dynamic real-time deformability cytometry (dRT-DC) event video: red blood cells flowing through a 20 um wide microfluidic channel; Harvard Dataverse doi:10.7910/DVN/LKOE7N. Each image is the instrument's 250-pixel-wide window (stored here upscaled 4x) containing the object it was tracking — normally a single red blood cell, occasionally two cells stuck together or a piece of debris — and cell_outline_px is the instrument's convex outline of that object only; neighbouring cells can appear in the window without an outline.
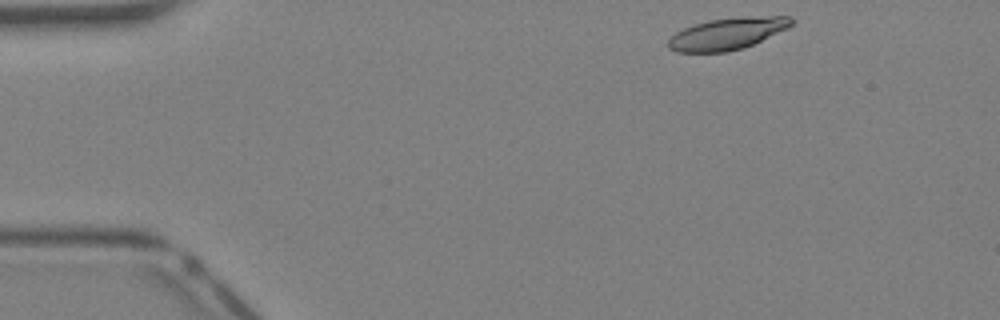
{"species": "Egyptian fruit bat (a non-hibernating species)", "species_latin": "Rousettus aegyptiacus", "temperature_condition": "warm", "stored_images_in_passage": 7, "camera_frame_rate_fps": 3000, "um_per_image_px": 0.085, "animal": {"sex": "female"}, "frame": {"image": 1, "passage_image": 1, "time_ms": 0.0, "image_size_px": [1000, 320], "cell_outline_px": [[796, 20], [788, 28], [744, 48], [728, 52], [676, 52], [668, 48], [668, 40], [676, 32], [692, 24], [708, 20], [740, 16], [792, 16]], "centroid_in_image_um": [61.84, 2.85], "position_along_channel_um": 23.2, "area_um2": 23.12}}